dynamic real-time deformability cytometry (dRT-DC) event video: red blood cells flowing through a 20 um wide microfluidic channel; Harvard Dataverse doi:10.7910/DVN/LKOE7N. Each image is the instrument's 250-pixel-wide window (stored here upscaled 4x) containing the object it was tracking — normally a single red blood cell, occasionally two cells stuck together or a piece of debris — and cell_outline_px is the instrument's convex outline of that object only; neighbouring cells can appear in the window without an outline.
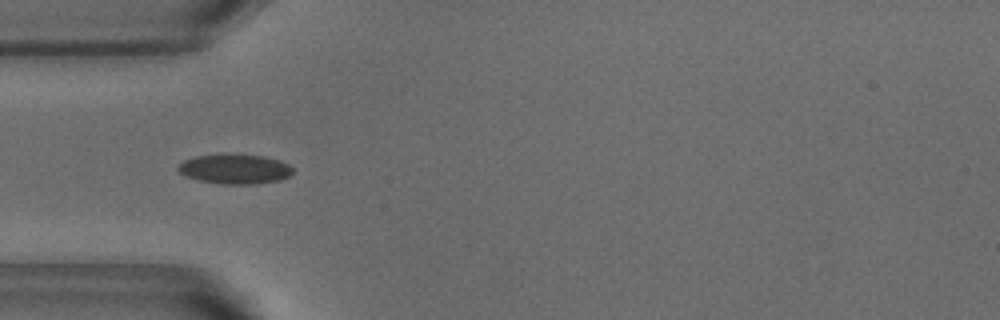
{"species": "common noctule bat (a hibernating species)", "species_latin": "Nyctalus noctula", "temperature_condition": "warm", "stored_images_in_passage": 37, "camera_frame_rate_fps": 3000, "um_per_image_px": 0.085, "animal": {"sex": "male", "body_mass_g": 18.8}, "frame": {"image": 1, "passage_image": 6, "time_ms": 1.667, "image_size_px": [1000, 320], "cell_outline_px": [[292, 172], [288, 176], [280, 180], [256, 184], [220, 184], [200, 180], [184, 176], [176, 168], [184, 160], [196, 156], [220, 152], [224, 152], [264, 156], [280, 160], [288, 164], [292, 168]], "centroid_in_image_um": [19.94, 14.34], "position_along_channel_um": 65.1, "area_um2": 20.35}, "authors_computed_cell_mechanics": {"area_um2": 18.9584, "velocity_mm_per_s": 3.8339, "shape_relaxation_time_tau1_ms": 4.7633, "shape_relaxation_time_tau2_ms": null, "deformation_change_tau1": 0.1384, "deformation_change_tau2": null}}